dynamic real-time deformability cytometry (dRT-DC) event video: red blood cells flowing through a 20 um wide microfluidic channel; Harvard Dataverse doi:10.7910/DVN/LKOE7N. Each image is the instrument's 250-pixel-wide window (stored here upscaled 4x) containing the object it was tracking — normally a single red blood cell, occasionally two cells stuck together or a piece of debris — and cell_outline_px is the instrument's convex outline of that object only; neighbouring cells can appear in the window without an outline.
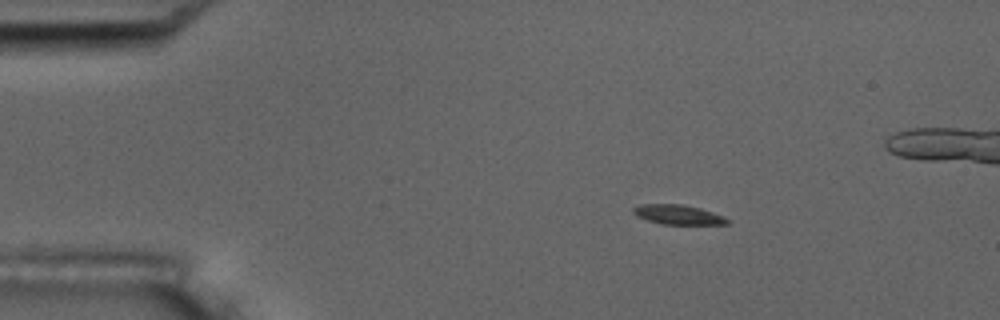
{"species": "common noctule bat (a hibernating species)", "species_latin": "Nyctalus noctula", "temperature_condition": "room temperature", "stored_images_in_passage": 5, "camera_frame_rate_fps": 3000, "um_per_image_px": 0.085, "animal": {"sex": "male", "body_mass_g": 17.5, "forearm_length_mm": 52.3}, "frame": {"image": 1, "passage_image": 2, "time_ms": 1.333, "image_size_px": [1000, 320], "cell_outline_px": [[732, 220], [728, 224], [660, 224], [648, 220], [632, 212], [632, 208], [640, 204], [680, 204], [700, 208], [724, 216]], "centroid_in_image_um": [57.68, 18.24], "position_along_channel_um": 27.3, "area_um2": 10.69}}